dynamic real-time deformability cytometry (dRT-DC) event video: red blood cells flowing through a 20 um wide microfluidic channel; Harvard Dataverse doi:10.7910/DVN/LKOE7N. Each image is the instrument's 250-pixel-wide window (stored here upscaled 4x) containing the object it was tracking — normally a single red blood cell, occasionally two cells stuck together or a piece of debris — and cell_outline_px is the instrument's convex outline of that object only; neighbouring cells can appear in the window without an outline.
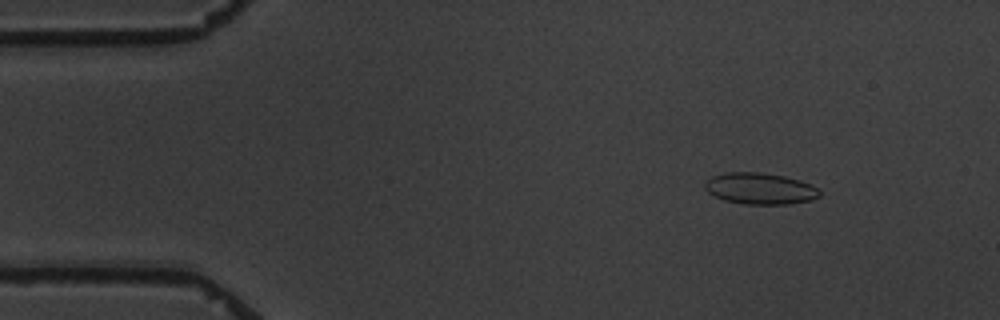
{"species": "common noctule bat (a hibernating species)", "species_latin": "Nyctalus noctula", "temperature_condition": "warm", "stored_images_in_passage": 5, "camera_frame_rate_fps": 3000, "um_per_image_px": 0.085, "animal": {"sex": "male", "body_mass_g": 19.5, "forearm_length_mm": 54.6}, "frame": {"image": 1, "passage_image": 2, "time_ms": 1.333, "image_size_px": [1000, 320], "cell_outline_px": [[820, 196], [812, 200], [788, 204], [744, 204], [724, 200], [708, 192], [704, 188], [704, 180], [712, 176], [724, 172], [760, 172], [784, 176], [800, 180], [812, 184], [820, 192]], "centroid_in_image_um": [64.58, 16.02], "position_along_channel_um": 20.4, "area_um2": 21.15}}
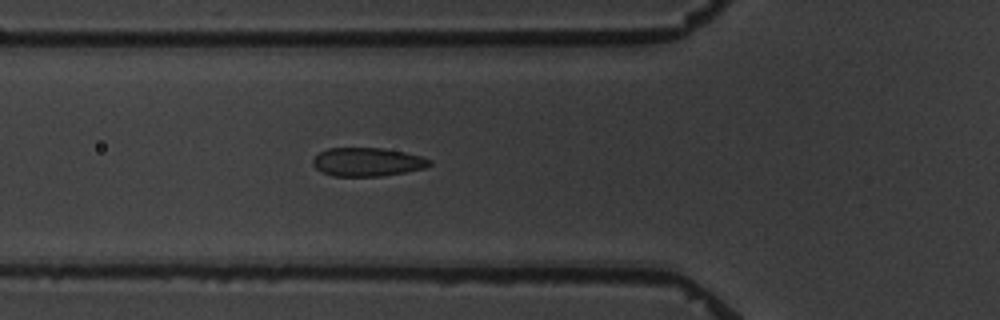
{"frame": {"image": 2, "passage_image": 5, "time_ms": 5.667, "image_size_px": [1000, 320], "cell_outline_px": [[432, 164], [424, 168], [404, 172], [380, 176], [332, 176], [320, 172], [312, 164], [312, 160], [320, 152], [328, 148], [384, 148], [404, 152], [420, 156], [432, 160]], "centroid_in_image_um": [31.21, 13.77], "position_along_channel_um": 94.6, "area_um2": 19.42}}